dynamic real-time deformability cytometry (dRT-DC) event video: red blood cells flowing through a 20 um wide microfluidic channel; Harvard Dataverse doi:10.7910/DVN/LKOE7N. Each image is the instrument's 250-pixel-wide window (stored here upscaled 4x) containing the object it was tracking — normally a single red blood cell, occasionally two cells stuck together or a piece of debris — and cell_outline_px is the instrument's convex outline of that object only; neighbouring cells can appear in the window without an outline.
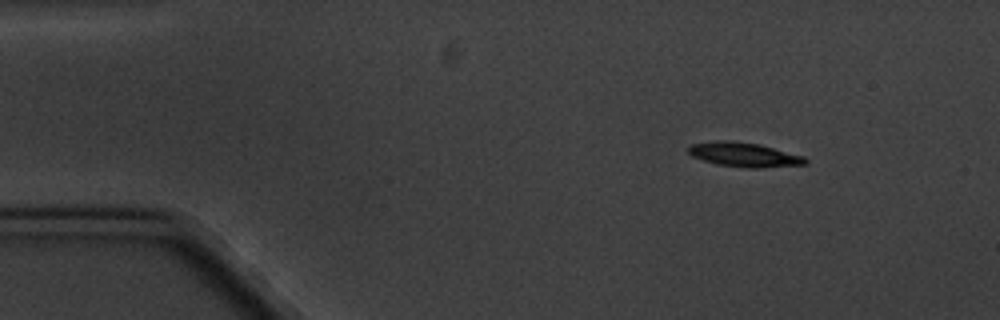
{"species": "common noctule bat (a hibernating species)", "species_latin": "Nyctalus noctula", "temperature_condition": "cold", "stored_images_in_passage": 5, "camera_frame_rate_fps": 3000, "um_per_image_px": 0.085, "animal": {"sex": "male", "body_mass_g": 20.1, "forearm_length_mm": 53.5}, "frame": {"image": 1, "passage_image": 2, "time_ms": 1.333, "image_size_px": [1000, 320], "cell_outline_px": [[808, 164], [760, 168], [744, 168], [716, 164], [692, 156], [688, 152], [688, 148], [692, 144], [712, 140], [732, 140], [760, 144], [804, 156], [808, 160]], "centroid_in_image_um": [63.26, 13.14], "position_along_channel_um": 21.7, "area_um2": 16.82}}
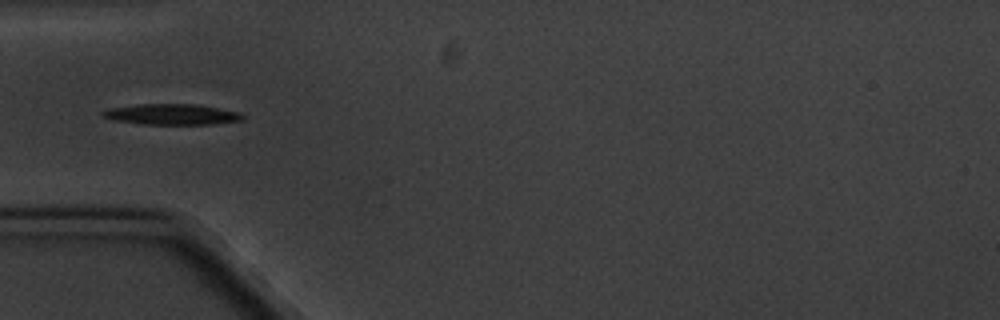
{"frame": {"image": 2, "passage_image": 5, "time_ms": 5.0, "image_size_px": [1000, 320], "cell_outline_px": [[244, 120], [212, 124], [140, 124], [112, 120], [100, 116], [100, 112], [112, 108], [136, 104], [196, 104], [240, 112], [244, 116]], "centroid_in_image_um": [14.58, 9.72], "position_along_channel_um": 70.4, "area_um2": 16.99}}